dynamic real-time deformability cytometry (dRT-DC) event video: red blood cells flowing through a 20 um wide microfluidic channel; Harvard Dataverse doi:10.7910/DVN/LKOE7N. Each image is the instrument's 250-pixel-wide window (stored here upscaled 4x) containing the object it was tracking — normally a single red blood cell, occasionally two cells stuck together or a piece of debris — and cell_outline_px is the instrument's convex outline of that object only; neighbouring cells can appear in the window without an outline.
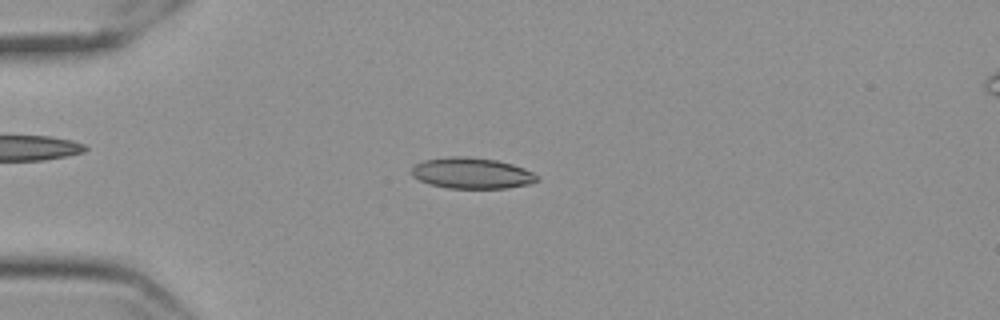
{"species": "Egyptian fruit bat (a non-hibernating species)", "species_latin": "Rousettus aegyptiacus", "temperature_condition": "cold", "stored_images_in_passage": 57, "camera_frame_rate_fps": 3000, "um_per_image_px": 0.085, "frame": {"image": 1, "passage_image": 15, "time_ms": 4.667, "image_size_px": [1000, 320], "cell_outline_px": [[540, 180], [528, 184], [504, 188], [448, 188], [428, 184], [412, 176], [408, 172], [416, 164], [424, 160], [448, 156], [468, 156], [496, 160], [512, 164], [524, 168], [540, 176]], "centroid_in_image_um": [40.08, 14.71], "position_along_channel_um": 44.9, "area_um2": 22.83}}
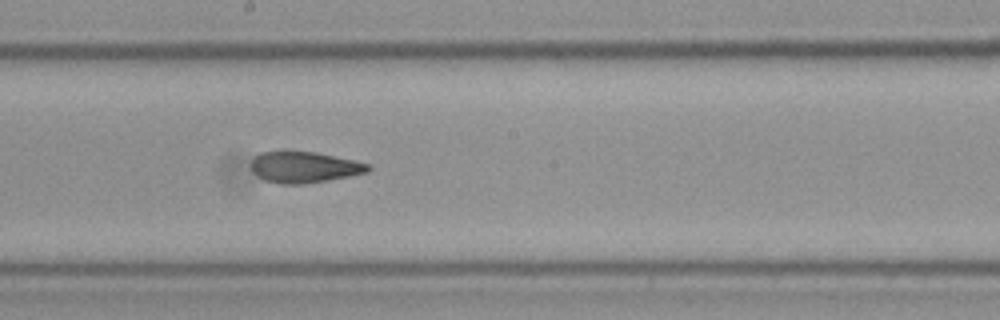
{"frame": {"image": 2, "passage_image": 32, "time_ms": 10.333, "image_size_px": [1000, 320], "cell_outline_px": [[372, 168], [368, 172], [328, 180], [304, 184], [280, 184], [264, 180], [252, 172], [252, 160], [260, 152], [280, 148], [288, 148], [316, 152], [352, 160], [368, 164]], "centroid_in_image_um": [25.79, 14.16], "position_along_channel_um": 222.4, "area_um2": 21.85}}
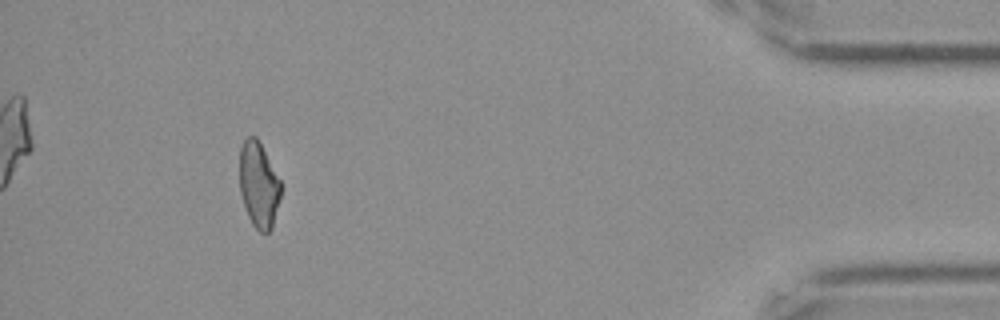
{"frame": {"image": 3, "passage_image": 53, "time_ms": 17.333, "image_size_px": [1000, 320], "cell_outline_px": [[280, 196], [272, 228], [268, 232], [260, 232], [252, 224], [248, 216], [240, 192], [240, 148], [244, 140], [248, 136], [256, 136], [280, 180]], "centroid_in_image_um": [21.98, 15.71], "position_along_channel_um": 413.2, "area_um2": 20.23}, "authors_computed_cell_mechanics": {"area_um2": 21.8484, "velocity_mm_per_s": 3.5439, "shape_relaxation_time_tau1_ms": 9.3537, "shape_relaxation_time_tau2_ms": 2.4165, "deformation_change_tau1": 0.1769, "deformation_change_tau2": 0.089}}